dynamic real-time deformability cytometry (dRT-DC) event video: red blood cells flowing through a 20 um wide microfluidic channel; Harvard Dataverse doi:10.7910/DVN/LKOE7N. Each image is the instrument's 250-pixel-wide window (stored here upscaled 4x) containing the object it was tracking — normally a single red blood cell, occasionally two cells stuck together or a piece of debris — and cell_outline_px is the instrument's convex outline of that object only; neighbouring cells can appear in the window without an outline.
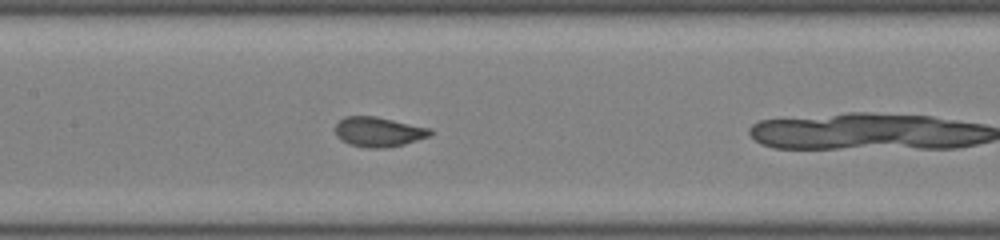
{"species": "common noctule bat (a hibernating species)", "species_latin": "Nyctalus noctula", "temperature_condition": "room temperature", "stored_images_in_passage": 20, "camera_frame_rate_fps": 3000, "um_per_image_px": 0.085, "animal": {"sex": "male", "body_mass_g": 19.0, "forearm_length_mm": 50.8}, "frame": {"image": 1, "passage_image": 10, "time_ms": 3.0, "image_size_px": [1000, 240], "cell_outline_px": [[432, 132], [428, 136], [404, 144], [384, 148], [368, 148], [348, 144], [340, 140], [336, 136], [336, 124], [344, 116], [376, 116], [432, 128]], "centroid_in_image_um": [32.15, 11.2], "position_along_channel_um": 175.2, "area_um2": 16.53}}
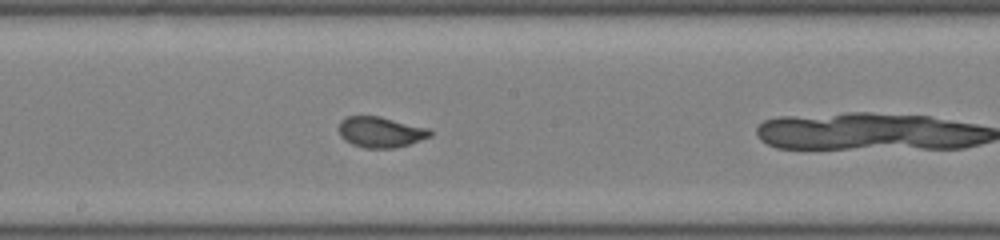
{"frame": {"image": 2, "passage_image": 13, "time_ms": 4.0, "image_size_px": [1000, 240], "cell_outline_px": [[432, 136], [408, 144], [392, 148], [364, 148], [352, 144], [344, 140], [340, 136], [340, 120], [348, 116], [380, 116], [428, 128], [432, 132]], "centroid_in_image_um": [32.34, 11.22], "position_along_channel_um": 215.9, "area_um2": 16.24}}
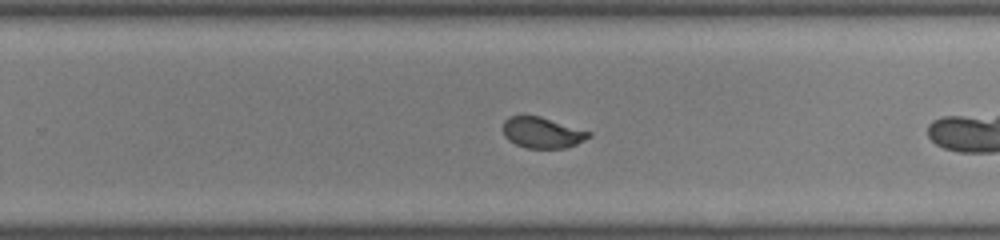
{"frame": {"image": 3, "passage_image": 18, "time_ms": 5.667, "image_size_px": [1000, 240], "cell_outline_px": [[592, 136], [576, 144], [564, 148], [528, 148], [516, 144], [508, 140], [504, 136], [504, 120], [508, 116], [540, 116], [592, 132]], "centroid_in_image_um": [46.1, 11.27], "position_along_channel_um": 283.7, "area_um2": 15.37}}